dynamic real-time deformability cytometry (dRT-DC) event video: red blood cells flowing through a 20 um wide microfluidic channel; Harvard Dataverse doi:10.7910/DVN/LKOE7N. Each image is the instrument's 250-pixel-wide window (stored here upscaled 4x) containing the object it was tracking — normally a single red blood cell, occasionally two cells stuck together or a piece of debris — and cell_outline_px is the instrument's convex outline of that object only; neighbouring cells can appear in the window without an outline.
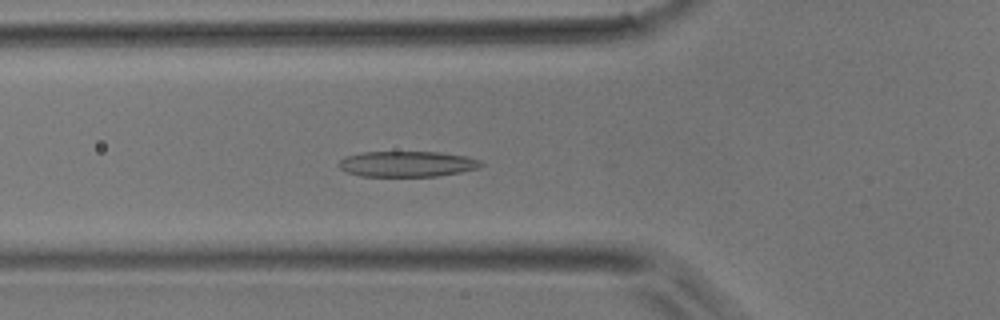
{"species": "common noctule bat (a hibernating species)", "species_latin": "Nyctalus noctula", "temperature_condition": "room temperature", "stored_images_in_passage": 38, "camera_frame_rate_fps": 3000, "um_per_image_px": 0.085, "animal": {"sex": "male", "body_mass_g": 17.9}, "frame": {"image": 1, "passage_image": 16, "time_ms": 5.0, "image_size_px": [1000, 320], "cell_outline_px": [[484, 164], [480, 168], [460, 172], [436, 176], [360, 176], [344, 172], [336, 164], [344, 156], [364, 152], [440, 152], [468, 156], [480, 160]], "centroid_in_image_um": [34.59, 13.93], "position_along_channel_um": 91.2, "area_um2": 21.5}}
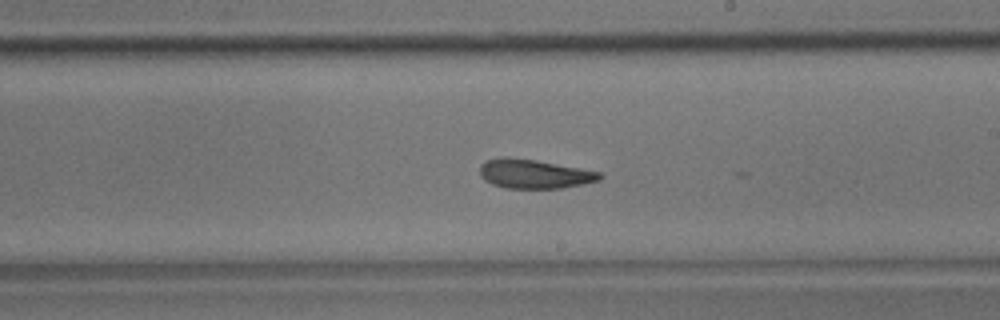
{"frame": {"image": 2, "passage_image": 27, "time_ms": 8.667, "image_size_px": [1000, 320], "cell_outline_px": [[604, 176], [600, 180], [584, 184], [560, 188], [504, 188], [492, 184], [484, 180], [480, 176], [480, 164], [484, 160], [500, 156], [504, 156], [536, 160], [580, 168], [600, 172]], "centroid_in_image_um": [45.37, 14.77], "position_along_channel_um": 243.6, "area_um2": 20.58}}
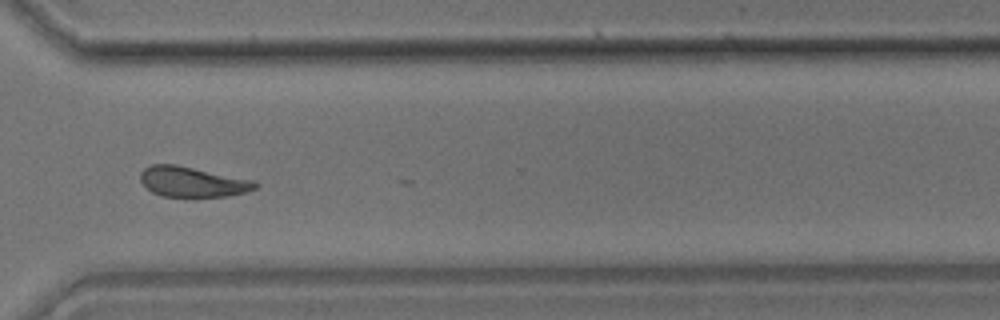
{"frame": {"image": 3, "passage_image": 35, "time_ms": 11.333, "image_size_px": [1000, 320], "cell_outline_px": [[260, 184], [256, 188], [244, 192], [224, 196], [160, 196], [152, 192], [140, 180], [140, 172], [144, 168], [152, 164], [176, 164], [256, 180]], "centroid_in_image_um": [16.37, 15.43], "position_along_channel_um": 354.2, "area_um2": 20.23}}